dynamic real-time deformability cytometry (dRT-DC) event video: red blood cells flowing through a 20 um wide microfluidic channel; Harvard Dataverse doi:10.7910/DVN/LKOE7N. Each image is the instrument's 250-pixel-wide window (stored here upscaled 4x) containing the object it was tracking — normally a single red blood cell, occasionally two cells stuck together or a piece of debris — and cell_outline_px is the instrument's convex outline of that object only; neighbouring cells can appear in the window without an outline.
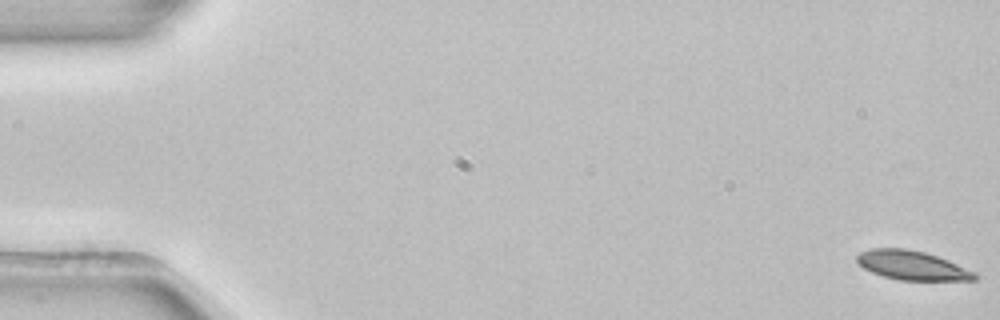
{"species": "common noctule bat (a hibernating species)", "species_latin": "Nyctalus noctula", "temperature_condition": "room temperature", "stored_images_in_passage": 53, "camera_frame_rate_fps": 3000, "um_per_image_px": 0.085, "animal": {"sex": "female", "body_mass_g": 22.7, "forearm_length_mm": 54.2}, "frame": {"image": 1, "passage_image": 1, "time_ms": 0.0, "image_size_px": [1000, 320], "cell_outline_px": [[976, 280], [900, 280], [884, 276], [872, 272], [864, 268], [856, 260], [856, 256], [860, 252], [872, 248], [908, 248], [924, 252], [948, 260], [976, 272]], "centroid_in_image_um": [77.52, 22.55], "position_along_channel_um": 7.5, "area_um2": 19.88}}
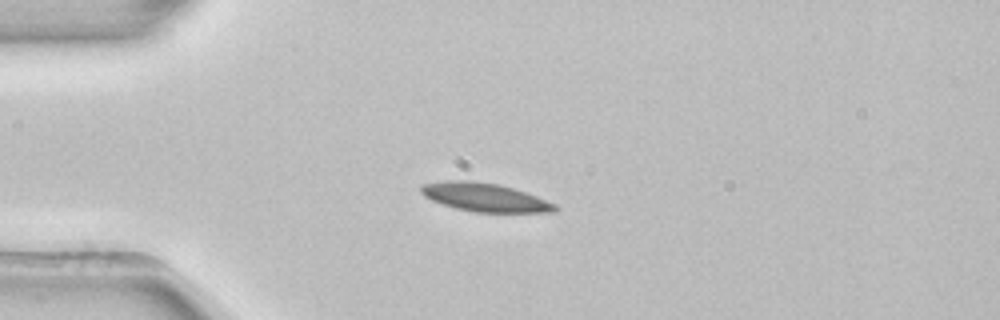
{"frame": {"image": 2, "passage_image": 14, "time_ms": 4.333, "image_size_px": [1000, 320], "cell_outline_px": [[560, 208], [556, 212], [476, 212], [456, 208], [432, 200], [424, 196], [420, 192], [420, 184], [444, 180], [472, 180], [500, 184], [536, 196], [556, 204]], "centroid_in_image_um": [41.19, 16.76], "position_along_channel_um": 43.8, "area_um2": 22.31}}
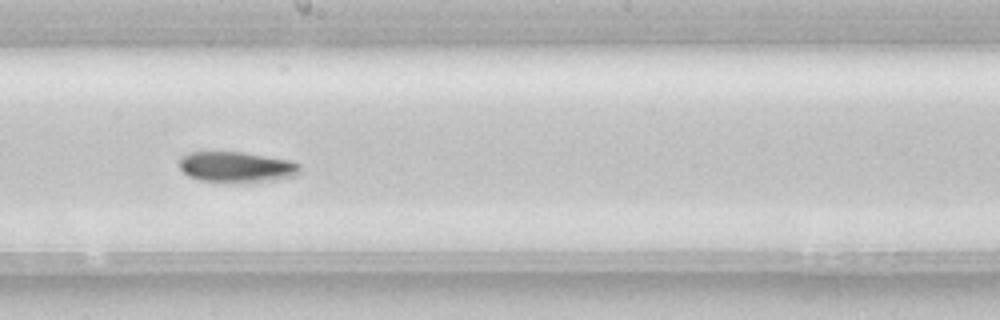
{"frame": {"image": 3, "passage_image": 30, "time_ms": 9.667, "image_size_px": [1000, 320], "cell_outline_px": [[300, 172], [296, 176], [276, 180], [200, 180], [188, 176], [180, 168], [180, 156], [188, 152], [240, 152], [292, 160], [300, 164]], "centroid_in_image_um": [20.13, 14.16], "position_along_channel_um": 228.1, "area_um2": 20.98}, "authors_computed_cell_mechanics": {"area_um2": 21.0392, "velocity_mm_per_s": 3.8844, "shape_relaxation_time_tau1_ms": 4.5209, "shape_relaxation_time_tau2_ms": null, "deformation_change_tau1": 0.1542, "deformation_change_tau2": null}}